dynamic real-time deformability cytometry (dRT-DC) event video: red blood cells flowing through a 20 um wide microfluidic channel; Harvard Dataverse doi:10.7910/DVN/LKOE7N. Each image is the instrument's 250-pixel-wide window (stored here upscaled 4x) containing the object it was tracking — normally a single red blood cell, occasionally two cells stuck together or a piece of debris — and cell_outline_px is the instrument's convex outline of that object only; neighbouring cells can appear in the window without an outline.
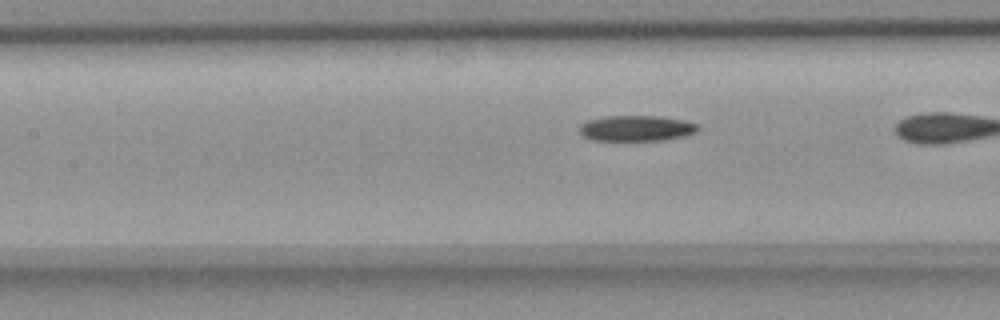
{"species": "common noctule bat (a hibernating species)", "species_latin": "Nyctalus noctula", "temperature_condition": "room temperature", "stored_images_in_passage": 14, "camera_frame_rate_fps": 3000, "um_per_image_px": 0.085, "animal": {"sex": "female", "body_mass_g": 18.4}, "frame": {"image": 1, "passage_image": 12, "time_ms": 3.667, "image_size_px": [1000, 320], "cell_outline_px": [[700, 128], [696, 132], [684, 136], [664, 140], [592, 140], [584, 136], [580, 132], [580, 124], [588, 120], [604, 116], [660, 116], [684, 120], [696, 124]], "centroid_in_image_um": [54.1, 10.9], "position_along_channel_um": 153.3, "area_um2": 17.69}}